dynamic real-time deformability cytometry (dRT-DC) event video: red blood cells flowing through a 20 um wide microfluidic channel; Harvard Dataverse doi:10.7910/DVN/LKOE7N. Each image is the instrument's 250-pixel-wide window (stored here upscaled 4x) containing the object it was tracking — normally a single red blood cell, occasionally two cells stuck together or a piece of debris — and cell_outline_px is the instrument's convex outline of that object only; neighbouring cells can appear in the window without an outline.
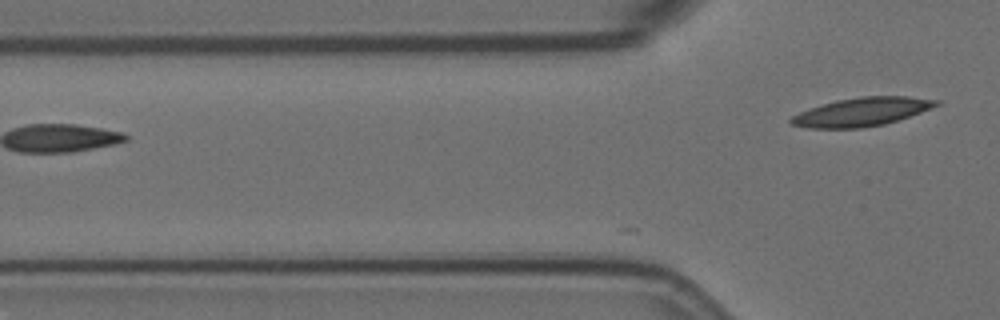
{"species": "Egyptian fruit bat (a non-hibernating species)", "species_latin": "Rousettus aegyptiacus", "temperature_condition": "room temperature", "stored_images_in_passage": 6, "camera_frame_rate_fps": 3000, "um_per_image_px": 0.085, "animal": {"sex": "female"}, "frame": {"image": 1, "passage_image": 6, "time_ms": 1.667, "image_size_px": [1000, 320], "cell_outline_px": [[940, 104], [920, 112], [884, 124], [860, 128], [808, 128], [792, 124], [788, 120], [792, 116], [800, 112], [836, 100], [860, 96], [908, 96], [940, 100]], "centroid_in_image_um": [73.25, 9.5], "position_along_channel_um": 52.5, "area_um2": 23.81}}